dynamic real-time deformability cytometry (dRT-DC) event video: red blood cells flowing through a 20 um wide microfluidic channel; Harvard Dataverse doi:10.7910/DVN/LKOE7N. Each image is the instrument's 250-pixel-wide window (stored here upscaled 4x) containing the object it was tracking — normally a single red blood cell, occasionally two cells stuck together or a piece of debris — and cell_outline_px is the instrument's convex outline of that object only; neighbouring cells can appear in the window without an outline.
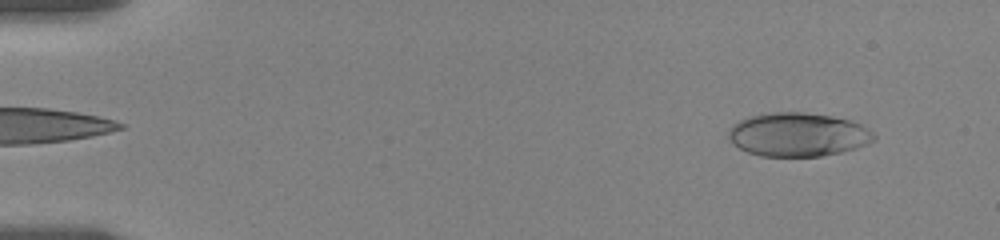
{"species": "human", "species_latin": "Homo sapiens", "temperature_condition": "room temperature", "stored_images_in_passage": 56, "camera_frame_rate_fps": 3000, "um_per_image_px": 0.085, "donor": {"sex": "female"}, "frame": {"image": 1, "passage_image": 4, "time_ms": 1.0, "image_size_px": [1000, 240], "cell_outline_px": [[876, 140], [868, 144], [856, 148], [840, 152], [820, 156], [760, 156], [748, 152], [732, 144], [728, 136], [728, 132], [740, 120], [748, 116], [772, 112], [804, 112], [832, 116], [848, 120], [860, 124], [872, 132], [876, 136]], "centroid_in_image_um": [67.83, 11.44], "position_along_channel_um": 17.2, "area_um2": 36.93}}
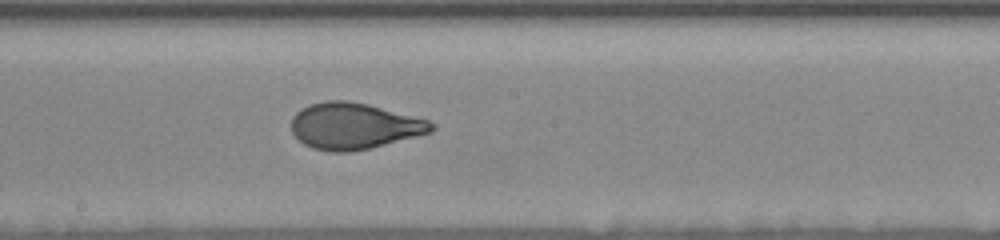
{"frame": {"image": 2, "passage_image": 31, "time_ms": 10.0, "image_size_px": [1000, 240], "cell_outline_px": [[436, 128], [432, 132], [368, 148], [348, 152], [332, 152], [312, 148], [304, 144], [292, 132], [292, 116], [300, 108], [308, 104], [328, 100], [348, 100], [368, 104], [428, 120], [436, 124]], "centroid_in_image_um": [30.07, 10.7], "position_along_channel_um": 218.1, "area_um2": 37.69}}
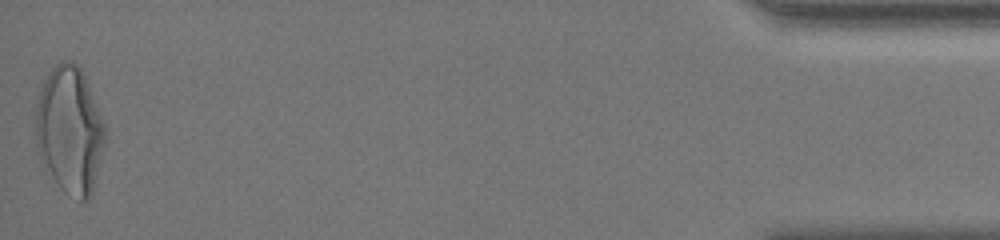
{"frame": {"image": 3, "passage_image": 56, "time_ms": 18.333, "image_size_px": [1000, 240], "cell_outline_px": [[108, 128], [104, 148], [92, 192], [88, 200], [80, 200], [68, 196], [60, 188], [40, 160], [36, 144], [36, 104], [44, 80], [48, 72], [60, 60], [72, 60], [80, 68], [84, 76]], "centroid_in_image_um": [5.94, 11.06], "position_along_channel_um": 429.3, "area_um2": 51.85}, "authors_computed_cell_mechanics": {"area_um2": 37.8012, "velocity_mm_per_s": 3.5263, "shape_relaxation_time_tau1_ms": 5.1681, "shape_relaxation_time_tau2_ms": null, "deformation_change_tau1": 0.1944, "deformation_change_tau2": null}}